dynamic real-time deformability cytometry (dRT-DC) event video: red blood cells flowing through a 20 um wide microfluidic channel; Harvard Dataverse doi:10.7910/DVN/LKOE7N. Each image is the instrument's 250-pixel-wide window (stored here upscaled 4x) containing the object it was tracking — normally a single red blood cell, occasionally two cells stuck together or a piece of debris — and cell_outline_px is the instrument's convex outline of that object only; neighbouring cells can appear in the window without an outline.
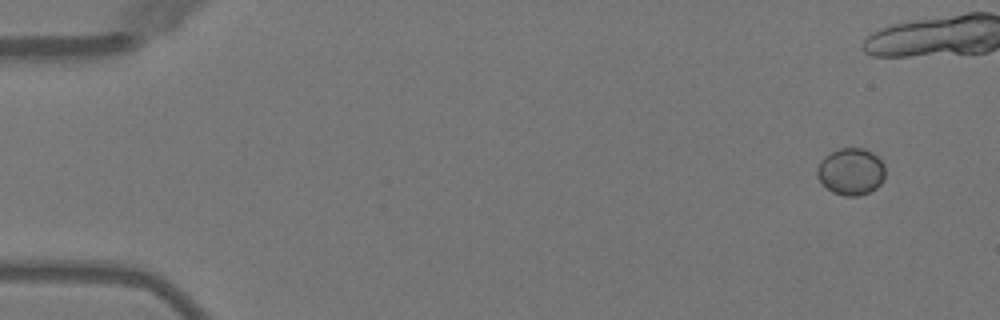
{"species": "Egyptian fruit bat (a non-hibernating species)", "species_latin": "Rousettus aegyptiacus", "temperature_condition": "warm", "stored_images_in_passage": 5, "camera_frame_rate_fps": 3000, "um_per_image_px": 0.085, "animal": {"sex": "female"}, "frame": {"image": 1, "passage_image": 5, "time_ms": 4.667, "image_size_px": [1000, 320], "cell_outline_px": [[884, 180], [876, 188], [860, 196], [844, 196], [832, 192], [816, 176], [816, 168], [820, 160], [824, 156], [840, 148], [864, 148], [872, 152], [884, 164]], "centroid_in_image_um": [72.32, 14.58], "position_along_channel_um": 12.7, "area_um2": 18.67}}